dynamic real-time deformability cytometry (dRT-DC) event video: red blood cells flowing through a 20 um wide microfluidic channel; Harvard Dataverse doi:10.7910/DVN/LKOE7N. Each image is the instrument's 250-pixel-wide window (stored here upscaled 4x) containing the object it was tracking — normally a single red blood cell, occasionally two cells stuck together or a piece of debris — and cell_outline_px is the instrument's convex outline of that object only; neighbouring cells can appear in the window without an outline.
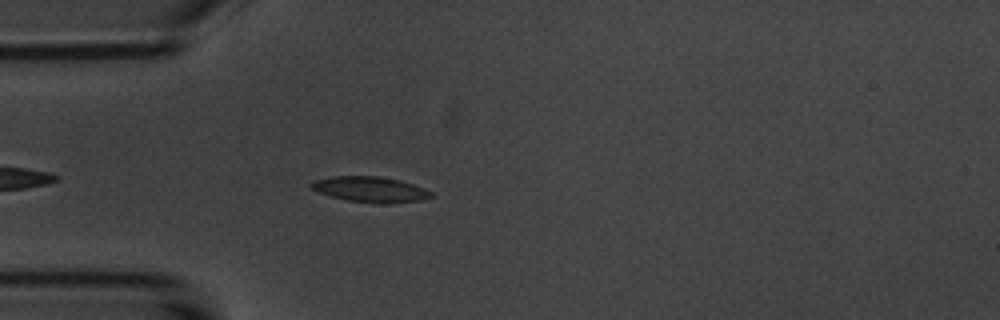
{"species": "common noctule bat (a hibernating species)", "species_latin": "Nyctalus noctula", "temperature_condition": "room temperature", "stored_images_in_passage": 4, "camera_frame_rate_fps": 3000, "um_per_image_px": 0.085, "animal": {"sex": "male", "body_mass_g": 20.1, "forearm_length_mm": 53.5}, "frame": {"image": 1, "passage_image": 4, "time_ms": 3.333, "image_size_px": [1000, 320], "cell_outline_px": [[436, 196], [420, 200], [388, 204], [348, 200], [332, 196], [320, 192], [312, 188], [308, 184], [312, 180], [332, 176], [376, 176], [396, 180], [412, 184], [424, 188], [432, 192]], "centroid_in_image_um": [31.48, 16.09], "position_along_channel_um": 53.5, "area_um2": 17.63}}